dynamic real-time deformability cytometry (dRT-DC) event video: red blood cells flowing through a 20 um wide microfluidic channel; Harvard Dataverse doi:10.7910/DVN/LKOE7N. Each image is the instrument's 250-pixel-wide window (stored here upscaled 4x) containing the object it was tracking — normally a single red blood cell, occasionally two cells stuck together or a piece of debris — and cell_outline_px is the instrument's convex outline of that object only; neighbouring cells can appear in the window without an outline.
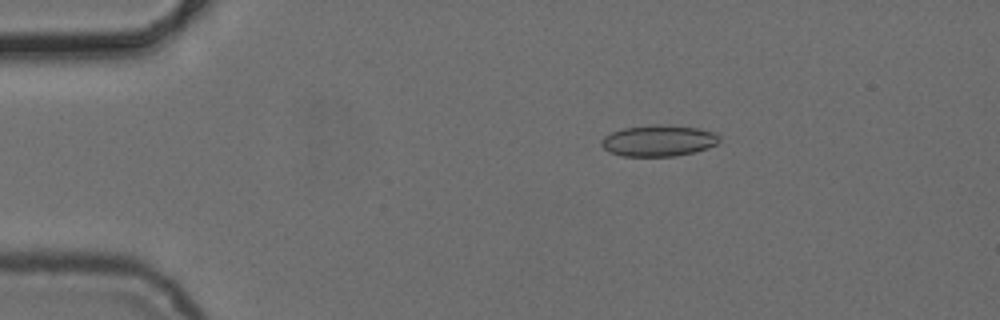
{"species": "common noctule bat (a hibernating species)", "species_latin": "Nyctalus noctula", "temperature_condition": "cold", "stored_images_in_passage": 5, "camera_frame_rate_fps": 3000, "um_per_image_px": 0.085, "animal": {"sex": "female", "body_mass_g": 24.6, "forearm_length_mm": 56.2}, "frame": {"image": 1, "passage_image": 2, "time_ms": 2.333, "image_size_px": [1000, 320], "cell_outline_px": [[720, 140], [716, 144], [708, 148], [676, 156], [620, 156], [608, 152], [600, 144], [600, 140], [604, 136], [612, 132], [624, 128], [656, 124], [696, 128], [716, 132], [720, 136]], "centroid_in_image_um": [55.95, 11.96], "position_along_channel_um": 29.0, "area_um2": 21.5}}
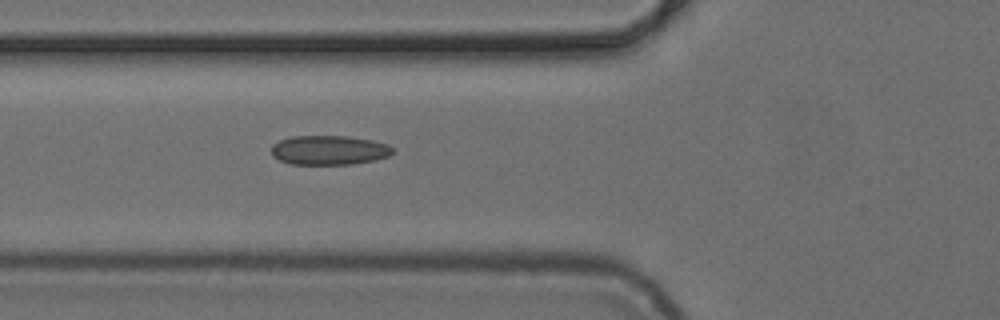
{"frame": {"image": 2, "passage_image": 5, "time_ms": 5.667, "image_size_px": [1000, 320], "cell_outline_px": [[392, 152], [388, 156], [376, 160], [352, 164], [288, 164], [272, 156], [272, 144], [280, 140], [292, 136], [348, 136], [372, 140], [388, 144], [392, 148]], "centroid_in_image_um": [27.96, 12.76], "position_along_channel_um": 97.8, "area_um2": 20.81}}